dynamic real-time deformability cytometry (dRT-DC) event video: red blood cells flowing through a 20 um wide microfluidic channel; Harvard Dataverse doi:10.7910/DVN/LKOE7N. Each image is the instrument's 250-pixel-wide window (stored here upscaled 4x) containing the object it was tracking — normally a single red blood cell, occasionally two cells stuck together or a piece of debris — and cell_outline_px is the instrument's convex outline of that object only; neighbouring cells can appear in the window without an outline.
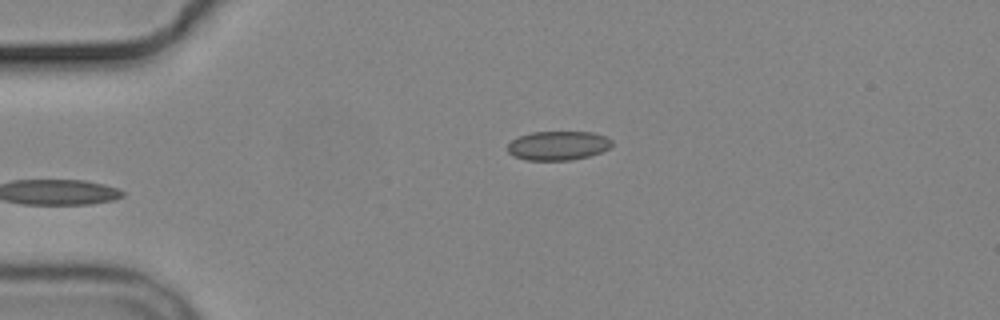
{"species": "common noctule bat (a hibernating species)", "species_latin": "Nyctalus noctula", "temperature_condition": "cold", "stored_images_in_passage": 4, "camera_frame_rate_fps": 3000, "um_per_image_px": 0.085, "animal": {"sex": "male", "body_mass_g": 19.2, "forearm_length_mm": 51.8}, "frame": {"image": 1, "passage_image": 4, "time_ms": 3.667, "image_size_px": [1000, 320], "cell_outline_px": [[612, 144], [608, 148], [600, 152], [588, 156], [572, 160], [524, 160], [508, 152], [508, 144], [512, 140], [520, 136], [532, 132], [592, 132], [604, 136], [612, 140]], "centroid_in_image_um": [47.43, 12.37], "position_along_channel_um": 37.6, "area_um2": 17.51}}